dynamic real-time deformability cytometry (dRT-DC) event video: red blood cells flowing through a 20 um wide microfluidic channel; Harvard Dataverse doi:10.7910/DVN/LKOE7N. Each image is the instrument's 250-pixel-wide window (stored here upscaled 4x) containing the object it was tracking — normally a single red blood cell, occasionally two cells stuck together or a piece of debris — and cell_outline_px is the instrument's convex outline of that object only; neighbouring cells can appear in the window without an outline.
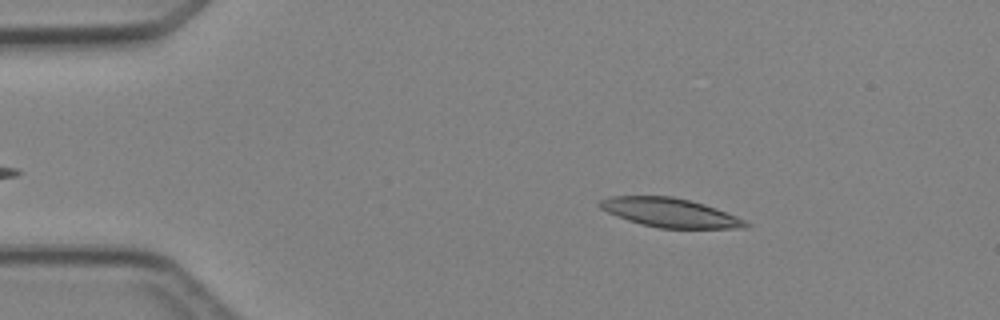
{"species": "Egyptian fruit bat (a non-hibernating species)", "species_latin": "Rousettus aegyptiacus", "temperature_condition": "cold", "stored_images_in_passage": 5, "camera_frame_rate_fps": 3000, "um_per_image_px": 0.085, "animal": {"sex": "female"}, "frame": {"image": 1, "passage_image": 2, "time_ms": 1.333, "image_size_px": [1000, 320], "cell_outline_px": [[752, 224], [748, 228], [660, 228], [640, 224], [616, 216], [600, 208], [596, 204], [600, 200], [612, 196], [672, 196], [704, 204], [716, 208], [736, 216]], "centroid_in_image_um": [56.94, 18.08], "position_along_channel_um": 28.1, "area_um2": 24.62}}
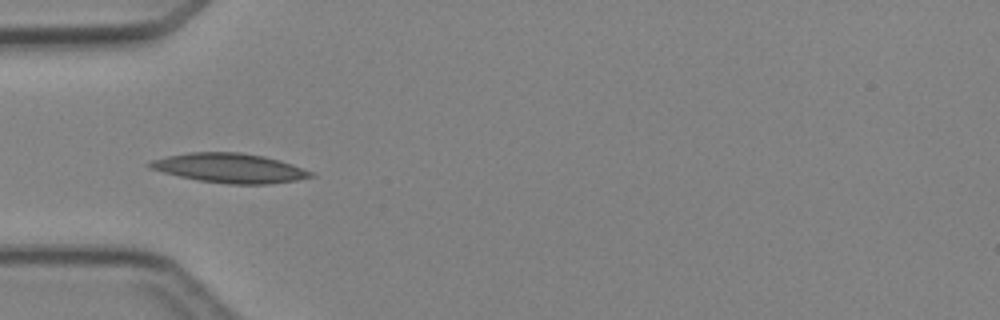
{"frame": {"image": 2, "passage_image": 4, "time_ms": 3.667, "image_size_px": [1000, 320], "cell_outline_px": [[316, 176], [296, 180], [268, 184], [228, 184], [200, 180], [180, 176], [148, 168], [144, 164], [152, 160], [168, 156], [188, 152], [240, 152], [264, 156], [280, 160], [292, 164], [312, 172]], "centroid_in_image_um": [19.52, 14.28], "position_along_channel_um": 65.5, "area_um2": 27.51}}
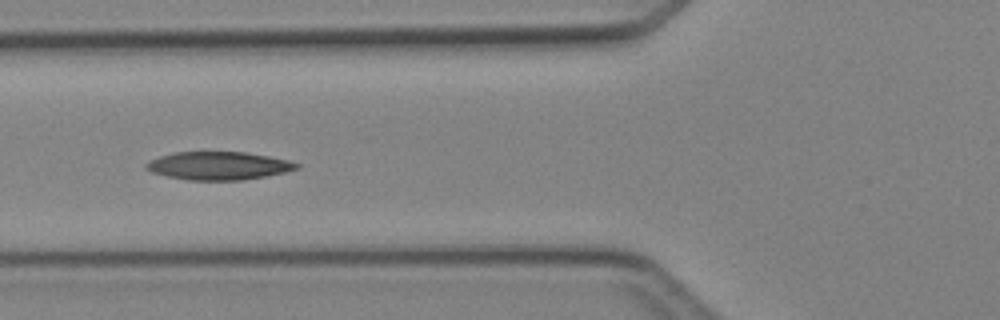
{"frame": {"image": 3, "passage_image": 5, "time_ms": 4.667, "image_size_px": [1000, 320], "cell_outline_px": [[300, 168], [284, 172], [264, 176], [240, 180], [188, 180], [168, 176], [152, 172], [144, 168], [144, 164], [160, 156], [176, 152], [244, 152], [268, 156], [288, 160], [300, 164]], "centroid_in_image_um": [18.57, 14.09], "position_along_channel_um": 107.2, "area_um2": 24.39}}